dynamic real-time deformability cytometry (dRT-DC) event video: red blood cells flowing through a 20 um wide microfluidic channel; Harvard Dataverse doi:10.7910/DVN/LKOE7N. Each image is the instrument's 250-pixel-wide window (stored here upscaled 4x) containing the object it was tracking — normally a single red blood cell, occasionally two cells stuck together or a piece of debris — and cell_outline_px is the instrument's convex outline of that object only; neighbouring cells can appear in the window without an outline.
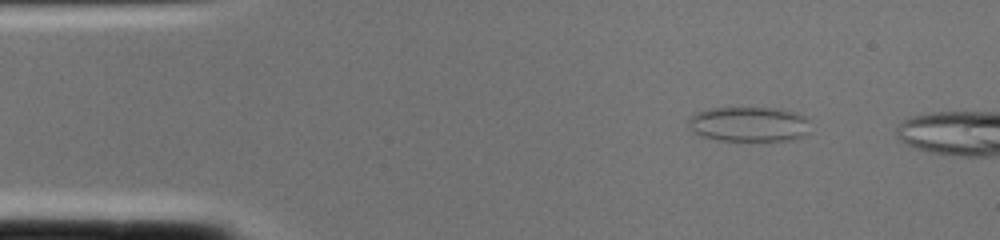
{"species": "common noctule bat (a hibernating species)", "species_latin": "Nyctalus noctula", "temperature_condition": "cold", "stored_images_in_passage": 2, "camera_frame_rate_fps": 3000, "um_per_image_px": 0.085, "animal": {"sex": "female", "body_mass_g": 22.0, "forearm_length_mm": 56.7}, "frame": {"image": 1, "passage_image": 1, "time_ms": 0.0, "image_size_px": [1000, 240], "cell_outline_px": [[808, 132], [804, 136], [788, 140], [720, 140], [700, 136], [692, 132], [688, 128], [688, 120], [696, 112], [708, 108], [776, 108], [796, 112], [804, 116], [808, 120]], "centroid_in_image_um": [63.62, 10.55], "position_along_channel_um": 21.4, "area_um2": 24.85}}